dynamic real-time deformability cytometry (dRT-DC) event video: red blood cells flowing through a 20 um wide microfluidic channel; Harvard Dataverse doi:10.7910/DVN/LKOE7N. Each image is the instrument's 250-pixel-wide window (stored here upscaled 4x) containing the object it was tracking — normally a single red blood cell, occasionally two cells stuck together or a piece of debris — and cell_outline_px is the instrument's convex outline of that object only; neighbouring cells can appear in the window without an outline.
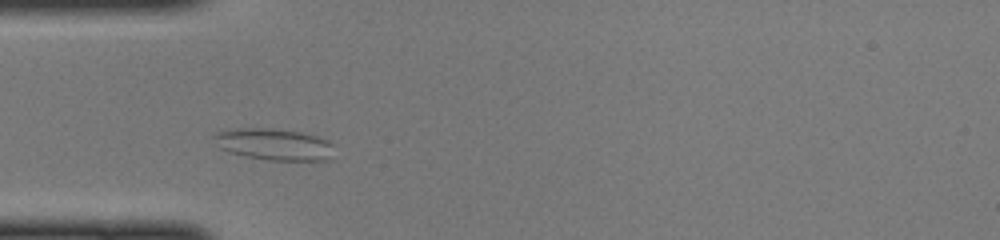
{"species": "common noctule bat (a hibernating species)", "species_latin": "Nyctalus noctula", "temperature_condition": "cold", "stored_images_in_passage": 27, "camera_frame_rate_fps": 3000, "um_per_image_px": 0.085, "animal": {"sex": "female", "body_mass_g": 22.0, "forearm_length_mm": 56.7}, "frame": {"image": 1, "passage_image": 4, "time_ms": 1.0, "image_size_px": [1000, 240], "cell_outline_px": [[332, 144], [328, 160], [268, 160], [244, 156], [228, 152], [220, 148], [212, 136], [216, 132], [236, 128], [264, 128], [300, 132], [316, 136], [328, 140]], "centroid_in_image_um": [23.23, 12.26], "position_along_channel_um": 61.8, "area_um2": 21.91}}
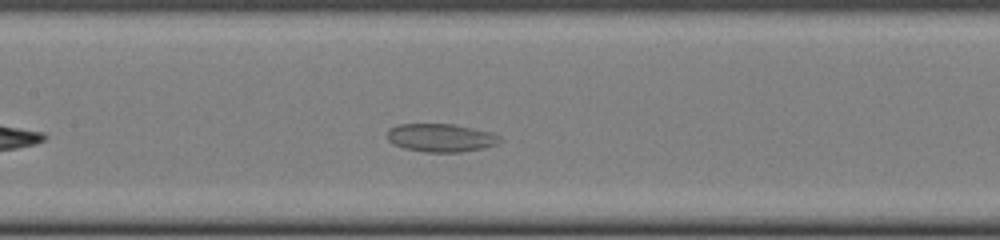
{"frame": {"image": 2, "passage_image": 12, "time_ms": 3.667, "image_size_px": [1000, 240], "cell_outline_px": [[500, 140], [496, 144], [484, 148], [460, 152], [424, 152], [404, 148], [392, 144], [388, 140], [388, 128], [396, 124], [452, 124], [492, 132], [500, 136]], "centroid_in_image_um": [37.44, 11.71], "position_along_channel_um": 170.0, "area_um2": 18.55}}
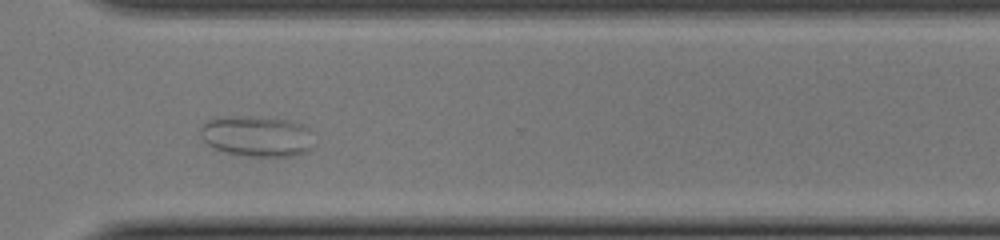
{"frame": {"image": 3, "passage_image": 25, "time_ms": 8.0, "image_size_px": [1000, 240], "cell_outline_px": [[312, 148], [308, 152], [292, 156], [252, 156], [228, 152], [216, 148], [208, 144], [204, 140], [200, 132], [200, 128], [208, 120], [232, 116], [256, 116], [288, 120], [300, 124], [308, 128]], "centroid_in_image_um": [21.85, 11.57], "position_along_channel_um": 348.8, "area_um2": 26.53}}